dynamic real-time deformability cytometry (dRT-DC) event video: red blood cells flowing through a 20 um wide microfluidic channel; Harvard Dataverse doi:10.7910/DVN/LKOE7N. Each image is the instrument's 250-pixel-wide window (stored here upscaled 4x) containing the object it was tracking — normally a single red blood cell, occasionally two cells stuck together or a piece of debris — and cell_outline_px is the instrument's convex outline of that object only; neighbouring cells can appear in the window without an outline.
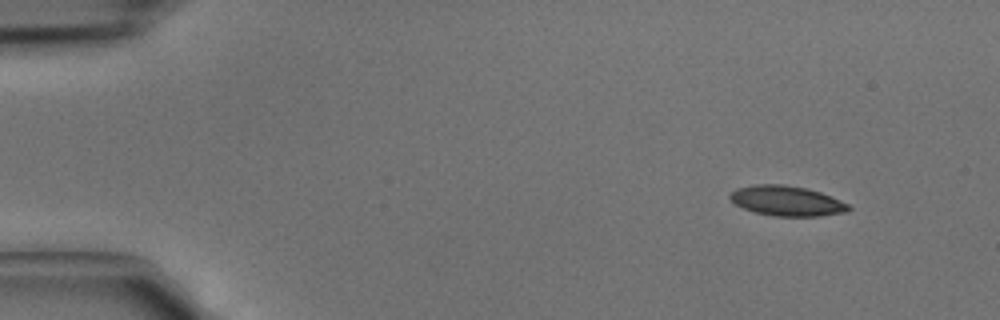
{"species": "common noctule bat (a hibernating species)", "species_latin": "Nyctalus noctula", "temperature_condition": "cold", "stored_images_in_passage": 4, "camera_frame_rate_fps": 3000, "um_per_image_px": 0.085, "animal": {"sex": "male", "body_mass_g": 15.6}, "frame": {"image": 1, "passage_image": 1, "time_ms": 0.0, "image_size_px": [1000, 320], "cell_outline_px": [[852, 208], [848, 212], [820, 216], [776, 216], [756, 212], [744, 208], [736, 204], [728, 196], [736, 188], [756, 184], [784, 184], [808, 188], [820, 192], [848, 204]], "centroid_in_image_um": [66.9, 17.07], "position_along_channel_um": 18.1, "area_um2": 20.69}}
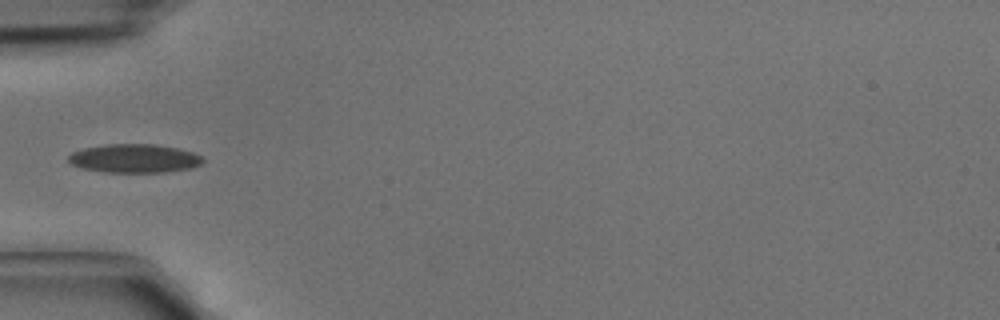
{"frame": {"image": 2, "passage_image": 4, "time_ms": 1.0, "image_size_px": [1000, 320], "cell_outline_px": [[204, 160], [200, 164], [192, 168], [164, 172], [104, 172], [80, 168], [72, 164], [68, 160], [68, 156], [72, 152], [84, 148], [108, 144], [156, 144], [176, 148], [192, 152], [200, 156]], "centroid_in_image_um": [11.4, 13.47], "position_along_channel_um": 73.6, "area_um2": 22.37}}